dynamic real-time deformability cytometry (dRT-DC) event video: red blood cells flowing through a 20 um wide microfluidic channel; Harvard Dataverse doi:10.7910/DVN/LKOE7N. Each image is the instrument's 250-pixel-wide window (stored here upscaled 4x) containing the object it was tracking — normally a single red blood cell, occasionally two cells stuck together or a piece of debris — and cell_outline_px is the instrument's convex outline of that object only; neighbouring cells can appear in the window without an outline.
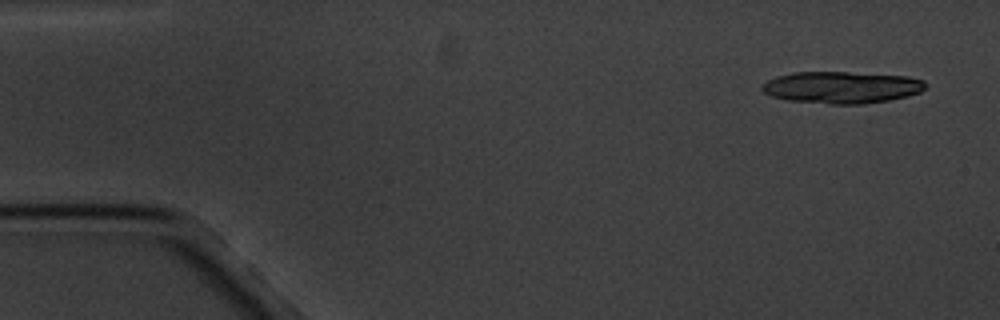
{"species": "common noctule bat (a hibernating species)", "species_latin": "Nyctalus noctula", "temperature_condition": "cold", "stored_images_in_passage": 4, "camera_frame_rate_fps": 3000, "um_per_image_px": 0.085, "animal": {"sex": "male", "body_mass_g": 20.1, "forearm_length_mm": 53.5}, "frame": {"image": 1, "passage_image": 1, "time_ms": 0.0, "image_size_px": [1000, 320], "cell_outline_px": [[928, 84], [920, 92], [908, 96], [888, 100], [864, 104], [832, 104], [788, 100], [772, 96], [764, 92], [760, 88], [768, 80], [776, 76], [792, 72], [848, 72], [908, 76], [924, 80]], "centroid_in_image_um": [71.56, 7.42], "position_along_channel_um": 13.4, "area_um2": 30.4}}